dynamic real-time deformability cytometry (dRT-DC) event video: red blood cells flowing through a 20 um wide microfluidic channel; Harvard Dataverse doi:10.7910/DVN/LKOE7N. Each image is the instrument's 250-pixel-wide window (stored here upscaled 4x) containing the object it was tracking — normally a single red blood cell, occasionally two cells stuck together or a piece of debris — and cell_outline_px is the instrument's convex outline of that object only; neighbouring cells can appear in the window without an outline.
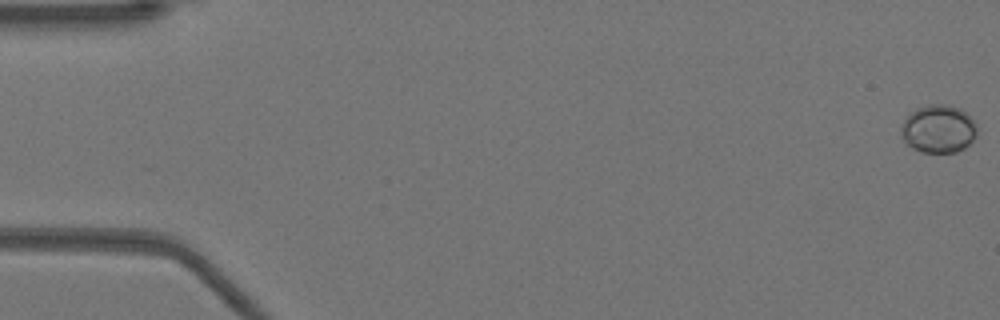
{"species": "Egyptian fruit bat (a non-hibernating species)", "species_latin": "Rousettus aegyptiacus", "temperature_condition": "warm", "stored_images_in_passage": 52, "camera_frame_rate_fps": 3000, "um_per_image_px": 0.085, "animal": {"sex": "female"}, "frame": {"image": 1, "passage_image": 1, "time_ms": 0.0, "image_size_px": [1000, 320], "cell_outline_px": [[976, 136], [964, 148], [956, 152], [920, 152], [912, 148], [900, 136], [900, 128], [904, 120], [916, 108], [928, 104], [944, 104], [960, 108], [972, 116], [976, 124]], "centroid_in_image_um": [79.76, 10.95], "position_along_channel_um": 5.2, "area_um2": 21.39}}
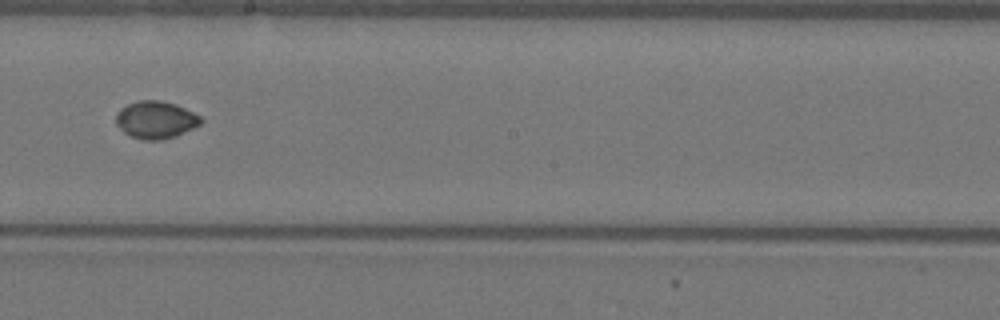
{"frame": {"image": 2, "passage_image": 30, "time_ms": 9.667, "image_size_px": [1000, 320], "cell_outline_px": [[204, 120], [200, 124], [176, 136], [160, 140], [144, 140], [132, 136], [124, 132], [116, 124], [116, 112], [120, 108], [128, 104], [140, 100], [160, 100], [176, 104], [200, 116]], "centroid_in_image_um": [13.23, 10.18], "position_along_channel_um": 235.0, "area_um2": 18.44}}
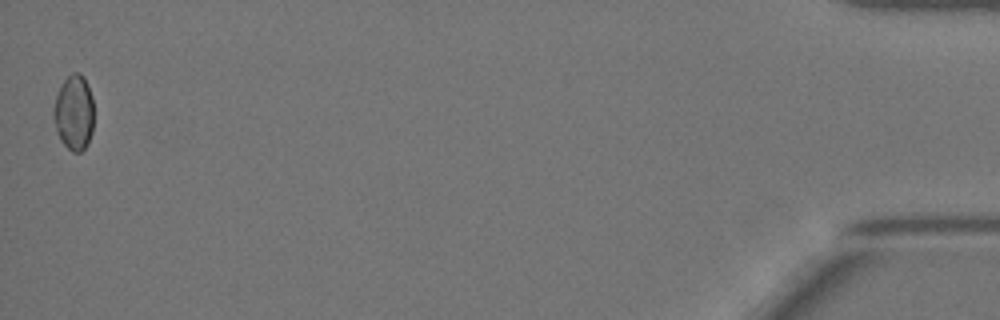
{"frame": {"image": 3, "passage_image": 52, "time_ms": 17.0, "image_size_px": [1000, 320], "cell_outline_px": [[92, 132], [84, 148], [80, 152], [72, 152], [60, 140], [56, 132], [52, 116], [52, 112], [56, 96], [64, 80], [72, 72], [80, 72], [84, 76], [92, 96]], "centroid_in_image_um": [6.26, 9.56], "position_along_channel_um": 428.9, "area_um2": 17.63}, "authors_computed_cell_mechanics": {"area_um2": 18.0336, "velocity_mm_per_s": 3.9474, "shape_relaxation_time_tau1_ms": 5.2977, "shape_relaxation_time_tau2_ms": null, "deformation_change_tau1": 0.0931, "deformation_change_tau2": null}}